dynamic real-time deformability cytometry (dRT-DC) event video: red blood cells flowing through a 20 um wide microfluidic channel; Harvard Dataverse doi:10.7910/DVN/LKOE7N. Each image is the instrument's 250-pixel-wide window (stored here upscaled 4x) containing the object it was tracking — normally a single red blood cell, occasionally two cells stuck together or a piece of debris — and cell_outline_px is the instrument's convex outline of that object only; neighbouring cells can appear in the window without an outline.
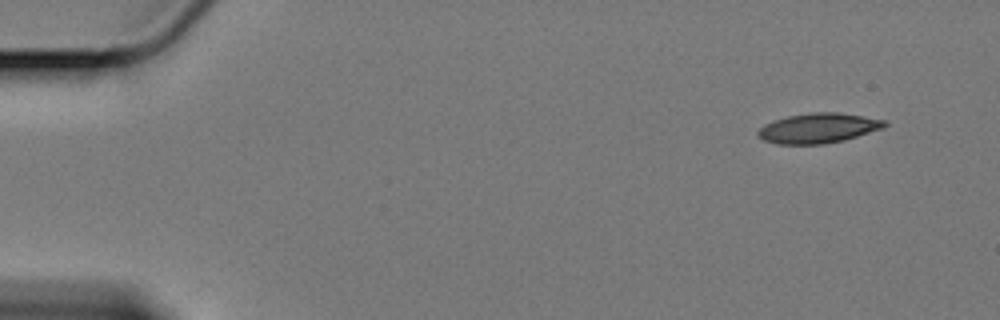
{"species": "Egyptian fruit bat (a non-hibernating species)", "species_latin": "Rousettus aegyptiacus", "temperature_condition": "cold", "stored_images_in_passage": 55, "camera_frame_rate_fps": 3000, "um_per_image_px": 0.085, "animal": {"sex": "female"}, "frame": {"image": 1, "passage_image": 1, "time_ms": 0.0, "image_size_px": [1000, 320], "cell_outline_px": [[888, 124], [884, 128], [844, 140], [824, 144], [776, 144], [764, 140], [756, 132], [764, 124], [788, 116], [812, 112], [836, 112], [888, 120]], "centroid_in_image_um": [69.59, 10.89], "position_along_channel_um": 15.4, "area_um2": 22.02}}
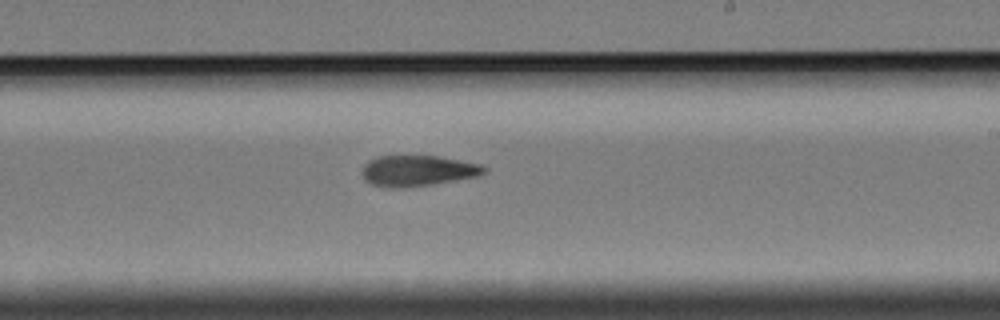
{"frame": {"image": 2, "passage_image": 32, "time_ms": 10.333, "image_size_px": [1000, 320], "cell_outline_px": [[488, 168], [484, 172], [476, 176], [432, 184], [404, 188], [388, 188], [372, 184], [364, 180], [364, 164], [368, 160], [376, 156], [440, 156], [480, 164]], "centroid_in_image_um": [35.48, 14.51], "position_along_channel_um": 253.5, "area_um2": 21.79}}
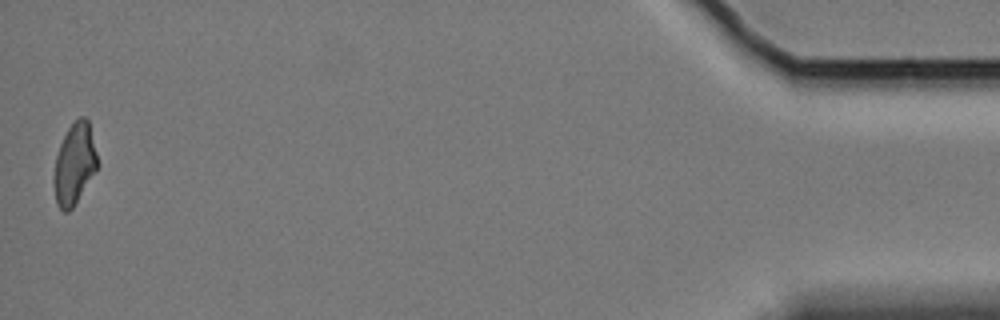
{"frame": {"image": 3, "passage_image": 55, "time_ms": 18.0, "image_size_px": [1000, 320], "cell_outline_px": [[100, 164], [96, 172], [72, 208], [68, 212], [64, 212], [56, 204], [52, 184], [52, 176], [56, 156], [60, 144], [68, 128], [80, 116], [84, 116], [88, 120]], "centroid_in_image_um": [6.32, 13.96], "position_along_channel_um": 428.9, "area_um2": 20.98}, "authors_computed_cell_mechanics": {"area_um2": 22.0218, "velocity_mm_per_s": 3.3987, "shape_relaxation_time_tau1_ms": null, "shape_relaxation_time_tau2_ms": 5.766, "deformation_change_tau1": null, "deformation_change_tau2": 0.1383}}